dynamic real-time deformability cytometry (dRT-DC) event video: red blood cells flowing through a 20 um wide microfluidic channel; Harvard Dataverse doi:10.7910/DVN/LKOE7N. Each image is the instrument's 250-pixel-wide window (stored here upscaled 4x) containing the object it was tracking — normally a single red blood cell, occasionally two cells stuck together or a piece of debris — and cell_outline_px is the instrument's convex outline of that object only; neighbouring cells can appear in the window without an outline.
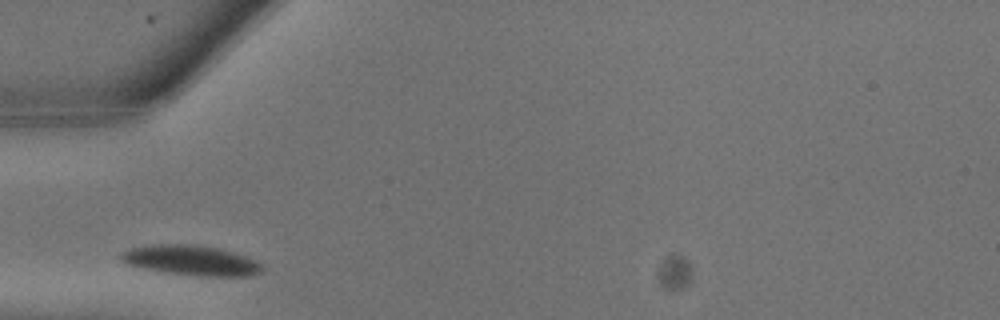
{"species": "common noctule bat (a hibernating species)", "species_latin": "Nyctalus noctula", "temperature_condition": "warm", "stored_images_in_passage": 2, "camera_frame_rate_fps": 3000, "um_per_image_px": 0.085, "animal": {"sex": "male", "body_mass_g": 13.3}, "frame": {"image": 1, "passage_image": 1, "time_ms": 0.0, "image_size_px": [1000, 320], "cell_outline_px": [[264, 268], [260, 272], [248, 276], [200, 276], [164, 272], [124, 264], [120, 260], [120, 256], [128, 248], [152, 244], [192, 244], [216, 248], [232, 252], [256, 260]], "centroid_in_image_um": [16.2, 22.13], "position_along_channel_um": 68.8, "area_um2": 24.62}}